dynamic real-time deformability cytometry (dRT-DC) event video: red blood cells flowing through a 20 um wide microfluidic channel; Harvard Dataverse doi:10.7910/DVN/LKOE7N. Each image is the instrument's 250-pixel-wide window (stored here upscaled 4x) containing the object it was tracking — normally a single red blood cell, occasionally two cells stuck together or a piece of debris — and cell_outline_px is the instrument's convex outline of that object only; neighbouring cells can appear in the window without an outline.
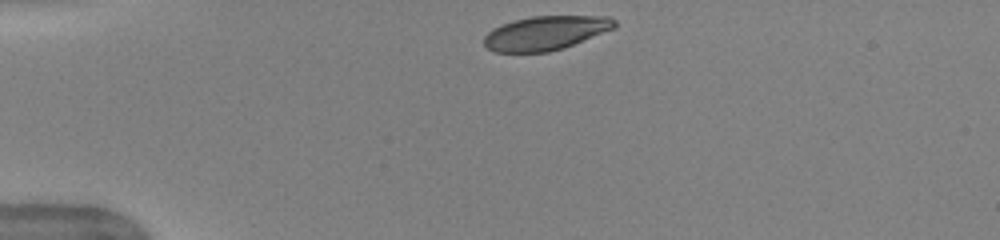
{"species": "human", "species_latin": "Homo sapiens", "temperature_condition": "warm", "stored_images_in_passage": 40, "camera_frame_rate_fps": 3000, "um_per_image_px": 0.085, "donor": {"sex": "female"}, "frame": {"image": 1, "passage_image": 1, "time_ms": 0.0, "image_size_px": [1000, 240], "cell_outline_px": [[616, 24], [612, 28], [564, 48], [548, 52], [492, 52], [484, 44], [484, 36], [488, 32], [504, 24], [516, 20], [532, 16], [608, 16], [616, 20]], "centroid_in_image_um": [46.36, 2.81], "position_along_channel_um": 38.6, "area_um2": 25.49}}
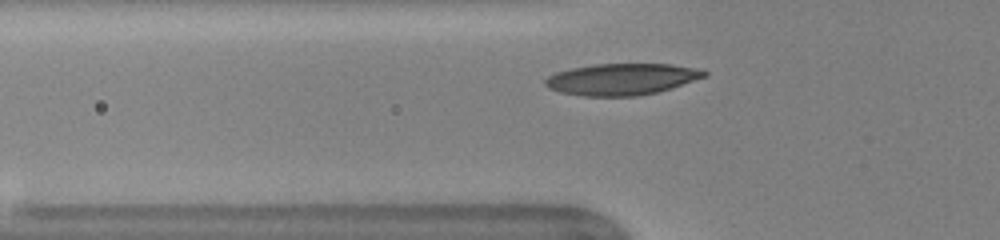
{"frame": {"image": 2, "passage_image": 7, "time_ms": 2.0, "image_size_px": [1000, 240], "cell_outline_px": [[708, 72], [704, 76], [672, 88], [656, 92], [636, 96], [584, 96], [560, 92], [548, 88], [544, 84], [544, 80], [548, 76], [556, 72], [572, 68], [592, 64], [672, 64], [704, 68]], "centroid_in_image_um": [52.85, 6.72], "position_along_channel_um": 72.9, "area_um2": 29.3}}
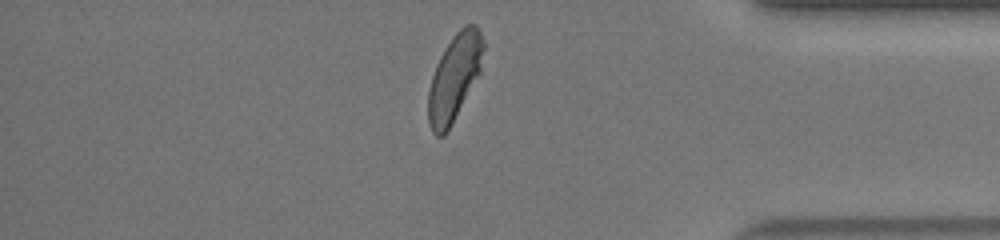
{"frame": {"image": 3, "passage_image": 33, "time_ms": 10.667, "image_size_px": [1000, 240], "cell_outline_px": [[484, 48], [480, 76], [444, 136], [436, 136], [432, 132], [428, 120], [428, 92], [432, 76], [436, 64], [440, 56], [452, 36], [464, 24], [476, 24], [484, 40]], "centroid_in_image_um": [38.64, 6.57], "position_along_channel_um": 396.6, "area_um2": 28.03}, "authors_computed_cell_mechanics": {"area_um2": 28.2353, "velocity_mm_per_s": 3.9533, "shape_relaxation_time_tau1_ms": 2.3394, "shape_relaxation_time_tau2_ms": null, "deformation_change_tau1": 0.1507, "deformation_change_tau2": null}}